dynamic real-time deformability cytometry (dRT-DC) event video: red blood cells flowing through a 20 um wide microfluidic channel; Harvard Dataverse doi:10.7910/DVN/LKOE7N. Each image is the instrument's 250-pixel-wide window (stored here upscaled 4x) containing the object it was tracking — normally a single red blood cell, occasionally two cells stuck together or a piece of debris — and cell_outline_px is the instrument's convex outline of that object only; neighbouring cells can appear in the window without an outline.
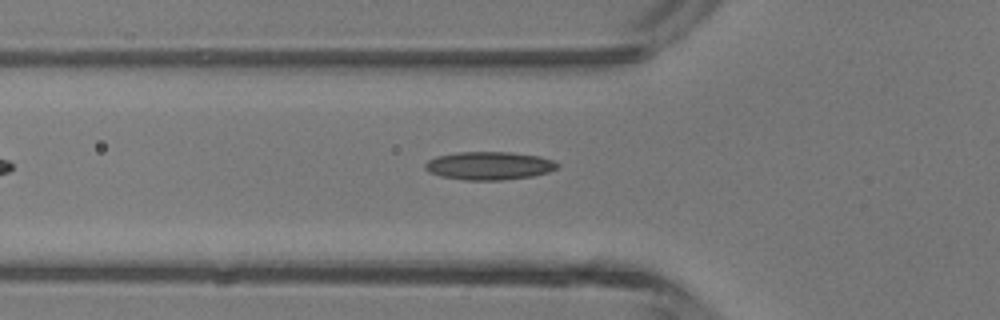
{"species": "common noctule bat (a hibernating species)", "species_latin": "Nyctalus noctula", "temperature_condition": "room temperature", "stored_images_in_passage": 4, "camera_frame_rate_fps": 3000, "um_per_image_px": 0.085, "animal": {"sex": "male", "body_mass_g": 13.3}, "frame": {"image": 1, "passage_image": 4, "time_ms": 3.667, "image_size_px": [1000, 320], "cell_outline_px": [[560, 164], [556, 168], [548, 172], [532, 176], [504, 180], [464, 180], [440, 176], [428, 172], [424, 168], [424, 164], [428, 160], [436, 156], [460, 152], [512, 152], [540, 156], [552, 160]], "centroid_in_image_um": [41.56, 14.08], "position_along_channel_um": 84.2, "area_um2": 21.79}}